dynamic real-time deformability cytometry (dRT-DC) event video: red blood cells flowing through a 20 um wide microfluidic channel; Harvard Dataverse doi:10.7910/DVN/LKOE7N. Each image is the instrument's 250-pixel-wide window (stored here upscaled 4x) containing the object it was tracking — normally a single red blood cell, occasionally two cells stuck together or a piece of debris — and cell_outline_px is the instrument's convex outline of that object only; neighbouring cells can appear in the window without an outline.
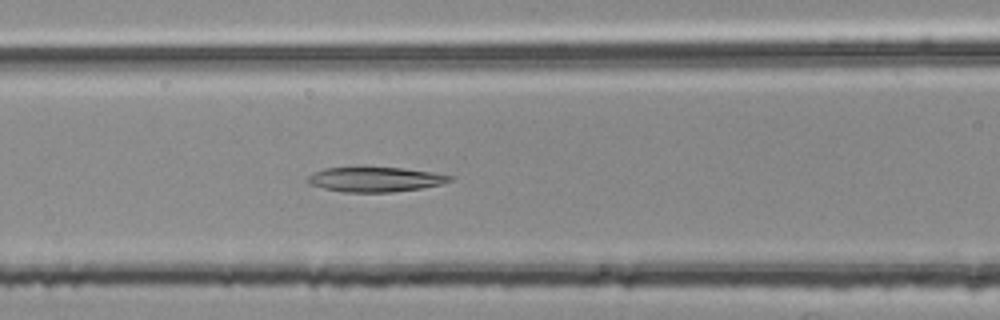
{"species": "common noctule bat (a hibernating species)", "species_latin": "Nyctalus noctula", "temperature_condition": "room temperature", "stored_images_in_passage": 44, "camera_frame_rate_fps": 3000, "um_per_image_px": 0.085, "animal": {"sex": "female", "body_mass_g": 25.1}, "frame": {"image": 1, "passage_image": 21, "time_ms": 6.667, "image_size_px": [1000, 320], "cell_outline_px": [[456, 180], [444, 184], [420, 188], [392, 192], [344, 192], [324, 188], [308, 184], [308, 176], [312, 172], [324, 168], [404, 168], [432, 172], [456, 176]], "centroid_in_image_um": [31.97, 15.25], "position_along_channel_um": 134.6, "area_um2": 20.58}}
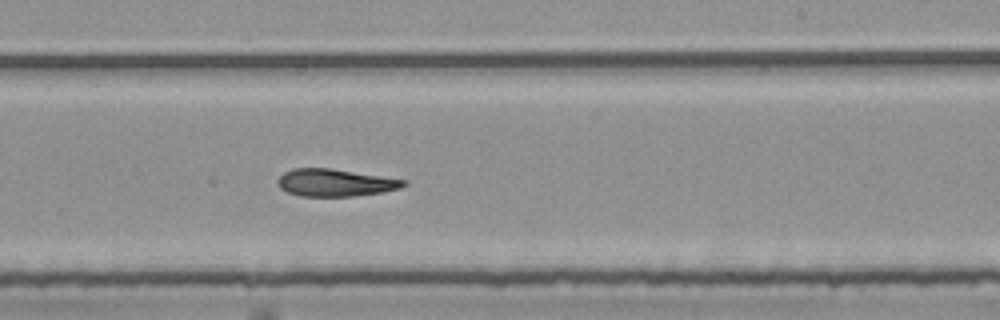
{"frame": {"image": 2, "passage_image": 31, "time_ms": 10.0, "image_size_px": [1000, 320], "cell_outline_px": [[408, 184], [400, 188], [384, 192], [352, 196], [300, 196], [288, 192], [280, 188], [276, 180], [284, 172], [292, 168], [328, 168], [408, 180]], "centroid_in_image_um": [28.5, 15.53], "position_along_channel_um": 260.5, "area_um2": 20.06}}
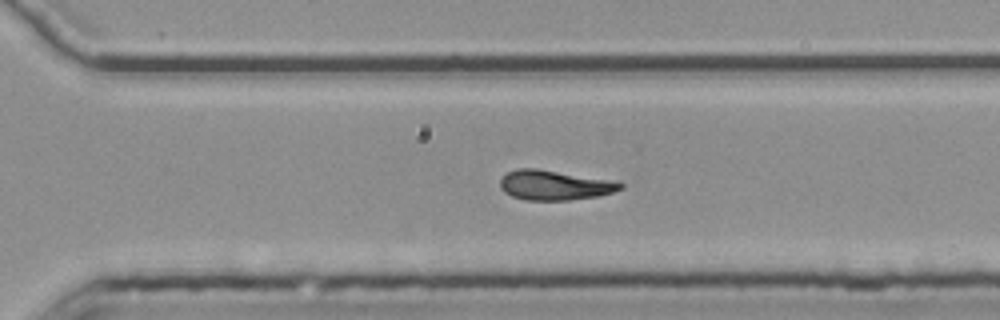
{"frame": {"image": 3, "passage_image": 36, "time_ms": 11.667, "image_size_px": [1000, 320], "cell_outline_px": [[624, 188], [600, 196], [568, 200], [528, 200], [512, 196], [504, 192], [500, 188], [500, 180], [508, 172], [516, 168], [536, 168], [620, 180], [624, 184]], "centroid_in_image_um": [47.22, 15.72], "position_along_channel_um": 323.4, "area_um2": 21.33}, "authors_computed_cell_mechanics": {"area_um2": 21.2126, "velocity_mm_per_s": 3.7839, "shape_relaxation_time_tau1_ms": null, "shape_relaxation_time_tau2_ms": 6.1022, "deformation_change_tau1": null, "deformation_change_tau2": 0.1498}}